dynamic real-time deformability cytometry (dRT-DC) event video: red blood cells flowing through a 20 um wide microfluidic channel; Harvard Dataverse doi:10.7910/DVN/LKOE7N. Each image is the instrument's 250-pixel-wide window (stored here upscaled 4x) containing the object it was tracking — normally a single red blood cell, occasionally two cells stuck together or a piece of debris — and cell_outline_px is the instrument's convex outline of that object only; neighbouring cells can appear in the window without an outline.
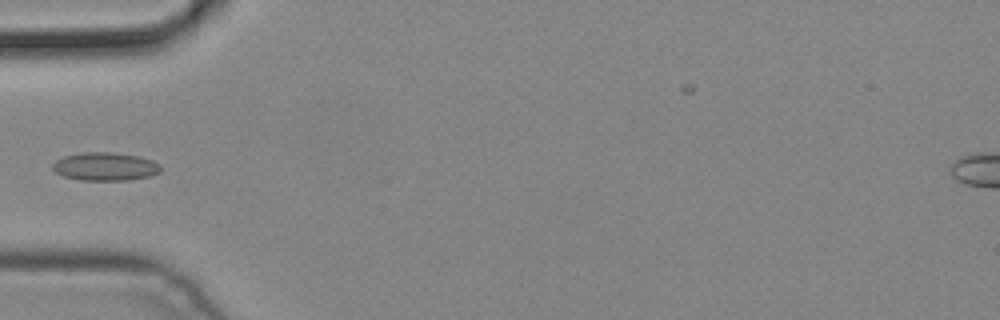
{"species": "common noctule bat (a hibernating species)", "species_latin": "Nyctalus noctula", "temperature_condition": "cold", "stored_images_in_passage": 4, "camera_frame_rate_fps": 3000, "um_per_image_px": 0.085, "animal": {"sex": "male", "body_mass_g": 19.2, "forearm_length_mm": 51.8}, "frame": {"image": 1, "passage_image": 4, "time_ms": 1.0, "image_size_px": [1000, 320], "cell_outline_px": [[160, 172], [152, 176], [128, 180], [80, 180], [64, 176], [56, 172], [52, 168], [52, 164], [56, 160], [64, 156], [84, 152], [112, 152], [140, 156], [152, 160], [160, 164]], "centroid_in_image_um": [8.96, 14.15], "position_along_channel_um": 76.0, "area_um2": 17.86}}